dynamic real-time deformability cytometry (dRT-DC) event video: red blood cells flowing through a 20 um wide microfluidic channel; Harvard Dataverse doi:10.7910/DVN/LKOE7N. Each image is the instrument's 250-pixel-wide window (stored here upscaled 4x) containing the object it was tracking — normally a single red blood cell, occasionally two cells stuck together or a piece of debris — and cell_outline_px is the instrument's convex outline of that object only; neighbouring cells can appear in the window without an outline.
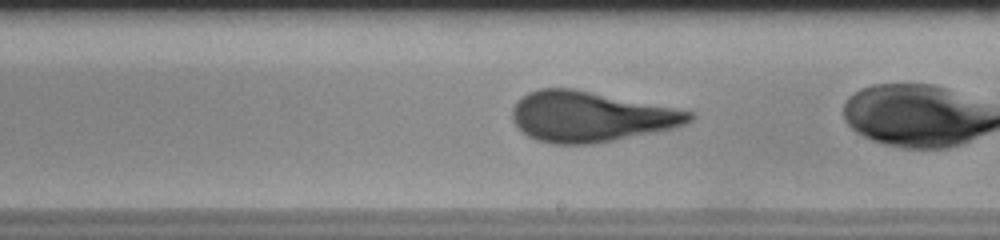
{"species": "human", "species_latin": "Homo sapiens", "temperature_condition": "room temperature", "stored_images_in_passage": 40, "camera_frame_rate_fps": 3000, "um_per_image_px": 0.085, "donor": {"sex": "male"}, "frame": {"image": 1, "passage_image": 30, "time_ms": 9.667, "image_size_px": [1000, 240], "cell_outline_px": [[696, 116], [692, 120], [684, 124], [672, 128], [656, 132], [596, 144], [552, 144], [536, 140], [528, 136], [512, 120], [512, 108], [528, 92], [540, 88], [572, 88], [696, 112]], "centroid_in_image_um": [50.21, 9.92], "position_along_channel_um": 238.8, "area_um2": 51.9}}